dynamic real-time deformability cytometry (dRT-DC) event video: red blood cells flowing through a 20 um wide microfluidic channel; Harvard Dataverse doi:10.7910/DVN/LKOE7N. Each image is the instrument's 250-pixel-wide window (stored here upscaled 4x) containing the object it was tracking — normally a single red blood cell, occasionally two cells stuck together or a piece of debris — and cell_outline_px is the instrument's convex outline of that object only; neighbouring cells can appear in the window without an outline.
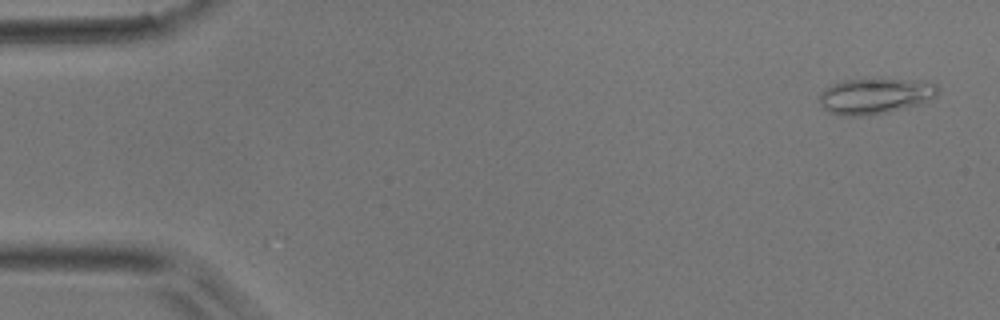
{"species": "common noctule bat (a hibernating species)", "species_latin": "Nyctalus noctula", "temperature_condition": "room temperature", "stored_images_in_passage": 50, "camera_frame_rate_fps": 3000, "um_per_image_px": 0.085, "animal": {"sex": "male", "body_mass_g": 17.9}, "frame": {"image": 1, "passage_image": 2, "time_ms": 0.333, "image_size_px": [1000, 320], "cell_outline_px": [[936, 96], [920, 104], [908, 108], [868, 116], [844, 116], [828, 112], [820, 104], [820, 92], [832, 84], [840, 80], [880, 76], [928, 80], [936, 84]], "centroid_in_image_um": [74.41, 8.11], "position_along_channel_um": 10.6, "area_um2": 25.95}}
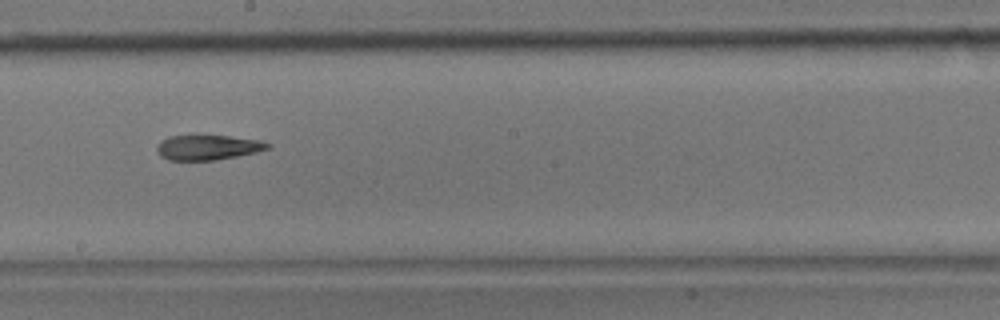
{"frame": {"image": 2, "passage_image": 28, "time_ms": 9.0, "image_size_px": [1000, 320], "cell_outline_px": [[272, 144], [268, 148], [256, 152], [216, 160], [168, 160], [160, 156], [156, 152], [156, 144], [160, 140], [168, 136], [228, 136], [260, 140]], "centroid_in_image_um": [17.61, 12.53], "position_along_channel_um": 230.6, "area_um2": 16.13}}
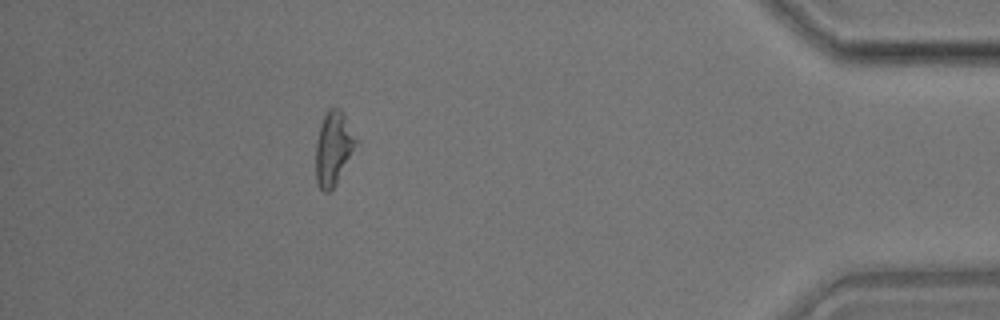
{"frame": {"image": 3, "passage_image": 45, "time_ms": 14.667, "image_size_px": [1000, 320], "cell_outline_px": [[360, 144], [336, 184], [328, 192], [324, 192], [316, 184], [316, 140], [320, 124], [328, 108], [340, 108], [360, 140]], "centroid_in_image_um": [28.39, 12.59], "position_along_channel_um": 406.8, "area_um2": 17.92}}